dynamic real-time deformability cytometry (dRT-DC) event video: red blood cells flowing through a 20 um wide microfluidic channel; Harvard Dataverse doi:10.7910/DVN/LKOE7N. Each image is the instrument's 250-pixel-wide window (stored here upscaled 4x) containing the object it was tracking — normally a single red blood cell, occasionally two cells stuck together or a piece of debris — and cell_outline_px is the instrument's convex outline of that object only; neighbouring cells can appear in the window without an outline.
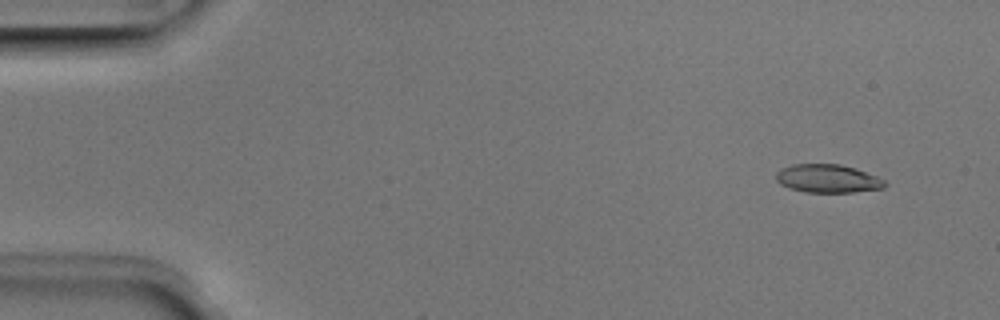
{"species": "Egyptian fruit bat (a non-hibernating species)", "species_latin": "Rousettus aegyptiacus", "temperature_condition": "room temperature", "stored_images_in_passage": 5, "camera_frame_rate_fps": 3000, "um_per_image_px": 0.085, "animal": {"sex": "male"}, "frame": {"image": 1, "passage_image": 2, "time_ms": 0.333, "image_size_px": [1000, 320], "cell_outline_px": [[888, 184], [884, 188], [852, 192], [804, 192], [788, 188], [780, 184], [776, 180], [776, 172], [780, 168], [792, 164], [840, 164], [856, 168], [876, 176], [884, 180]], "centroid_in_image_um": [70.33, 15.17], "position_along_channel_um": 14.7, "area_um2": 18.09}}
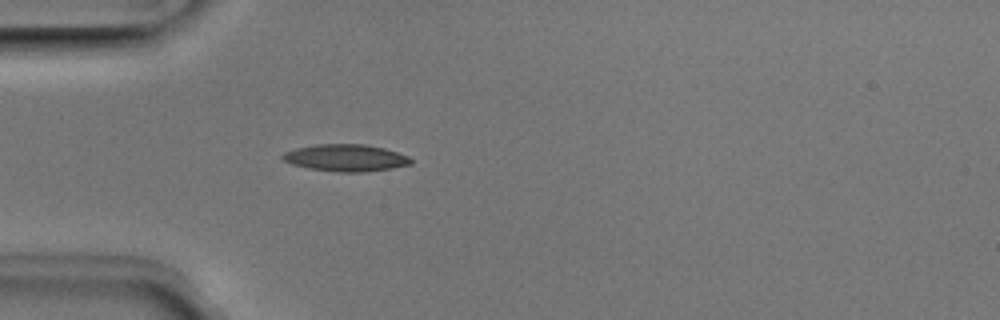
{"frame": {"image": 2, "passage_image": 5, "time_ms": 1.333, "image_size_px": [1000, 320], "cell_outline_px": [[412, 164], [392, 168], [364, 172], [340, 172], [308, 168], [292, 164], [284, 160], [280, 156], [284, 152], [296, 148], [316, 144], [364, 144], [384, 148], [408, 156], [412, 160]], "centroid_in_image_um": [29.38, 13.41], "position_along_channel_um": 55.6, "area_um2": 20.11}}